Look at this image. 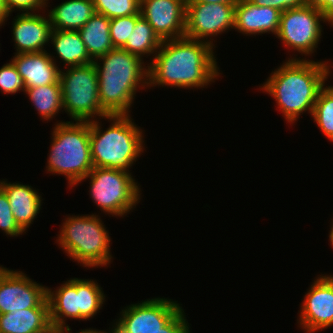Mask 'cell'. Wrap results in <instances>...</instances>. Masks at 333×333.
<instances>
[{
	"mask_svg": "<svg viewBox=\"0 0 333 333\" xmlns=\"http://www.w3.org/2000/svg\"><path fill=\"white\" fill-rule=\"evenodd\" d=\"M208 42L187 37L162 41L148 66V86L204 88L220 70Z\"/></svg>",
	"mask_w": 333,
	"mask_h": 333,
	"instance_id": "obj_1",
	"label": "cell"
},
{
	"mask_svg": "<svg viewBox=\"0 0 333 333\" xmlns=\"http://www.w3.org/2000/svg\"><path fill=\"white\" fill-rule=\"evenodd\" d=\"M328 61L289 58L260 86L277 103L287 123H294L300 114L312 116L319 91L330 74Z\"/></svg>",
	"mask_w": 333,
	"mask_h": 333,
	"instance_id": "obj_2",
	"label": "cell"
},
{
	"mask_svg": "<svg viewBox=\"0 0 333 333\" xmlns=\"http://www.w3.org/2000/svg\"><path fill=\"white\" fill-rule=\"evenodd\" d=\"M142 61L122 48L94 60L100 105L109 115H129L138 88L148 87V66Z\"/></svg>",
	"mask_w": 333,
	"mask_h": 333,
	"instance_id": "obj_3",
	"label": "cell"
},
{
	"mask_svg": "<svg viewBox=\"0 0 333 333\" xmlns=\"http://www.w3.org/2000/svg\"><path fill=\"white\" fill-rule=\"evenodd\" d=\"M112 123L106 131L100 122L90 121V148L93 167L129 171L144 151L143 131L130 115H107ZM100 125V126H99Z\"/></svg>",
	"mask_w": 333,
	"mask_h": 333,
	"instance_id": "obj_4",
	"label": "cell"
},
{
	"mask_svg": "<svg viewBox=\"0 0 333 333\" xmlns=\"http://www.w3.org/2000/svg\"><path fill=\"white\" fill-rule=\"evenodd\" d=\"M47 172L67 177L69 188L81 183L93 168L90 121L59 122L52 132Z\"/></svg>",
	"mask_w": 333,
	"mask_h": 333,
	"instance_id": "obj_5",
	"label": "cell"
},
{
	"mask_svg": "<svg viewBox=\"0 0 333 333\" xmlns=\"http://www.w3.org/2000/svg\"><path fill=\"white\" fill-rule=\"evenodd\" d=\"M64 221L56 242L68 257L88 268L111 263V238L98 215H72Z\"/></svg>",
	"mask_w": 333,
	"mask_h": 333,
	"instance_id": "obj_6",
	"label": "cell"
},
{
	"mask_svg": "<svg viewBox=\"0 0 333 333\" xmlns=\"http://www.w3.org/2000/svg\"><path fill=\"white\" fill-rule=\"evenodd\" d=\"M53 329L66 326L67 318L89 320L102 308L105 294L94 280L71 278L54 291L47 287ZM65 318V319H64Z\"/></svg>",
	"mask_w": 333,
	"mask_h": 333,
	"instance_id": "obj_7",
	"label": "cell"
},
{
	"mask_svg": "<svg viewBox=\"0 0 333 333\" xmlns=\"http://www.w3.org/2000/svg\"><path fill=\"white\" fill-rule=\"evenodd\" d=\"M63 110L73 121H93L109 115L100 105L98 76L93 63L60 70ZM95 117V118H94ZM92 118V119H90ZM94 118V119H93Z\"/></svg>",
	"mask_w": 333,
	"mask_h": 333,
	"instance_id": "obj_8",
	"label": "cell"
},
{
	"mask_svg": "<svg viewBox=\"0 0 333 333\" xmlns=\"http://www.w3.org/2000/svg\"><path fill=\"white\" fill-rule=\"evenodd\" d=\"M88 178L90 197L108 215L124 216L139 203L141 190L130 171L93 167L82 180Z\"/></svg>",
	"mask_w": 333,
	"mask_h": 333,
	"instance_id": "obj_9",
	"label": "cell"
},
{
	"mask_svg": "<svg viewBox=\"0 0 333 333\" xmlns=\"http://www.w3.org/2000/svg\"><path fill=\"white\" fill-rule=\"evenodd\" d=\"M321 21L327 22L321 10L308 5L283 11L276 37L286 48L311 55L321 39Z\"/></svg>",
	"mask_w": 333,
	"mask_h": 333,
	"instance_id": "obj_10",
	"label": "cell"
},
{
	"mask_svg": "<svg viewBox=\"0 0 333 333\" xmlns=\"http://www.w3.org/2000/svg\"><path fill=\"white\" fill-rule=\"evenodd\" d=\"M181 309L176 301L160 297L131 304L121 311L111 333H154Z\"/></svg>",
	"mask_w": 333,
	"mask_h": 333,
	"instance_id": "obj_11",
	"label": "cell"
},
{
	"mask_svg": "<svg viewBox=\"0 0 333 333\" xmlns=\"http://www.w3.org/2000/svg\"><path fill=\"white\" fill-rule=\"evenodd\" d=\"M235 6L236 3L186 2L185 37L208 42L215 48L210 37L234 29Z\"/></svg>",
	"mask_w": 333,
	"mask_h": 333,
	"instance_id": "obj_12",
	"label": "cell"
},
{
	"mask_svg": "<svg viewBox=\"0 0 333 333\" xmlns=\"http://www.w3.org/2000/svg\"><path fill=\"white\" fill-rule=\"evenodd\" d=\"M35 307H49L47 287L5 268L0 274V314Z\"/></svg>",
	"mask_w": 333,
	"mask_h": 333,
	"instance_id": "obj_13",
	"label": "cell"
},
{
	"mask_svg": "<svg viewBox=\"0 0 333 333\" xmlns=\"http://www.w3.org/2000/svg\"><path fill=\"white\" fill-rule=\"evenodd\" d=\"M299 327L314 333L333 325V275H320L310 286L300 309Z\"/></svg>",
	"mask_w": 333,
	"mask_h": 333,
	"instance_id": "obj_14",
	"label": "cell"
},
{
	"mask_svg": "<svg viewBox=\"0 0 333 333\" xmlns=\"http://www.w3.org/2000/svg\"><path fill=\"white\" fill-rule=\"evenodd\" d=\"M139 11L162 41L185 37L184 0H140Z\"/></svg>",
	"mask_w": 333,
	"mask_h": 333,
	"instance_id": "obj_15",
	"label": "cell"
},
{
	"mask_svg": "<svg viewBox=\"0 0 333 333\" xmlns=\"http://www.w3.org/2000/svg\"><path fill=\"white\" fill-rule=\"evenodd\" d=\"M46 17L39 12L21 13L16 16L12 24L16 54L46 51L43 48L50 41L52 30L49 16Z\"/></svg>",
	"mask_w": 333,
	"mask_h": 333,
	"instance_id": "obj_16",
	"label": "cell"
},
{
	"mask_svg": "<svg viewBox=\"0 0 333 333\" xmlns=\"http://www.w3.org/2000/svg\"><path fill=\"white\" fill-rule=\"evenodd\" d=\"M281 11L257 6L248 0H238L235 6L234 29L246 35L278 33Z\"/></svg>",
	"mask_w": 333,
	"mask_h": 333,
	"instance_id": "obj_17",
	"label": "cell"
},
{
	"mask_svg": "<svg viewBox=\"0 0 333 333\" xmlns=\"http://www.w3.org/2000/svg\"><path fill=\"white\" fill-rule=\"evenodd\" d=\"M54 60H56L54 56L47 51L28 54L15 53L11 59L23 78L26 88L60 83V69Z\"/></svg>",
	"mask_w": 333,
	"mask_h": 333,
	"instance_id": "obj_18",
	"label": "cell"
},
{
	"mask_svg": "<svg viewBox=\"0 0 333 333\" xmlns=\"http://www.w3.org/2000/svg\"><path fill=\"white\" fill-rule=\"evenodd\" d=\"M0 188L8 198L16 223L25 232L40 212L41 195L32 186L5 180L0 181Z\"/></svg>",
	"mask_w": 333,
	"mask_h": 333,
	"instance_id": "obj_19",
	"label": "cell"
},
{
	"mask_svg": "<svg viewBox=\"0 0 333 333\" xmlns=\"http://www.w3.org/2000/svg\"><path fill=\"white\" fill-rule=\"evenodd\" d=\"M0 333H54L49 307L18 309L0 314Z\"/></svg>",
	"mask_w": 333,
	"mask_h": 333,
	"instance_id": "obj_20",
	"label": "cell"
},
{
	"mask_svg": "<svg viewBox=\"0 0 333 333\" xmlns=\"http://www.w3.org/2000/svg\"><path fill=\"white\" fill-rule=\"evenodd\" d=\"M51 28L78 31L94 14L93 0H67L48 11Z\"/></svg>",
	"mask_w": 333,
	"mask_h": 333,
	"instance_id": "obj_21",
	"label": "cell"
},
{
	"mask_svg": "<svg viewBox=\"0 0 333 333\" xmlns=\"http://www.w3.org/2000/svg\"><path fill=\"white\" fill-rule=\"evenodd\" d=\"M50 43L54 46L58 58L66 67L82 66L93 63L79 31L55 30L50 33Z\"/></svg>",
	"mask_w": 333,
	"mask_h": 333,
	"instance_id": "obj_22",
	"label": "cell"
},
{
	"mask_svg": "<svg viewBox=\"0 0 333 333\" xmlns=\"http://www.w3.org/2000/svg\"><path fill=\"white\" fill-rule=\"evenodd\" d=\"M110 19L95 13L78 31L90 58L94 61L111 51Z\"/></svg>",
	"mask_w": 333,
	"mask_h": 333,
	"instance_id": "obj_23",
	"label": "cell"
},
{
	"mask_svg": "<svg viewBox=\"0 0 333 333\" xmlns=\"http://www.w3.org/2000/svg\"><path fill=\"white\" fill-rule=\"evenodd\" d=\"M33 106L43 120H51L63 109L62 89L60 83L26 88Z\"/></svg>",
	"mask_w": 333,
	"mask_h": 333,
	"instance_id": "obj_24",
	"label": "cell"
},
{
	"mask_svg": "<svg viewBox=\"0 0 333 333\" xmlns=\"http://www.w3.org/2000/svg\"><path fill=\"white\" fill-rule=\"evenodd\" d=\"M161 44L162 40L154 32L153 27L145 18L140 16L136 20V24L130 38H128L122 49L140 57L143 60V56L146 54L148 56L151 54L155 55Z\"/></svg>",
	"mask_w": 333,
	"mask_h": 333,
	"instance_id": "obj_25",
	"label": "cell"
},
{
	"mask_svg": "<svg viewBox=\"0 0 333 333\" xmlns=\"http://www.w3.org/2000/svg\"><path fill=\"white\" fill-rule=\"evenodd\" d=\"M311 117L324 136L333 141V86H324L319 91Z\"/></svg>",
	"mask_w": 333,
	"mask_h": 333,
	"instance_id": "obj_26",
	"label": "cell"
},
{
	"mask_svg": "<svg viewBox=\"0 0 333 333\" xmlns=\"http://www.w3.org/2000/svg\"><path fill=\"white\" fill-rule=\"evenodd\" d=\"M93 5L95 13L112 19L137 14L140 0H93Z\"/></svg>",
	"mask_w": 333,
	"mask_h": 333,
	"instance_id": "obj_27",
	"label": "cell"
},
{
	"mask_svg": "<svg viewBox=\"0 0 333 333\" xmlns=\"http://www.w3.org/2000/svg\"><path fill=\"white\" fill-rule=\"evenodd\" d=\"M141 16L137 14L110 19V35L114 48H122L135 27L136 20Z\"/></svg>",
	"mask_w": 333,
	"mask_h": 333,
	"instance_id": "obj_28",
	"label": "cell"
},
{
	"mask_svg": "<svg viewBox=\"0 0 333 333\" xmlns=\"http://www.w3.org/2000/svg\"><path fill=\"white\" fill-rule=\"evenodd\" d=\"M0 89L6 94H15L26 90L23 78L12 61L0 68Z\"/></svg>",
	"mask_w": 333,
	"mask_h": 333,
	"instance_id": "obj_29",
	"label": "cell"
},
{
	"mask_svg": "<svg viewBox=\"0 0 333 333\" xmlns=\"http://www.w3.org/2000/svg\"><path fill=\"white\" fill-rule=\"evenodd\" d=\"M0 229L9 236L25 233L16 223L5 192L0 188Z\"/></svg>",
	"mask_w": 333,
	"mask_h": 333,
	"instance_id": "obj_30",
	"label": "cell"
},
{
	"mask_svg": "<svg viewBox=\"0 0 333 333\" xmlns=\"http://www.w3.org/2000/svg\"><path fill=\"white\" fill-rule=\"evenodd\" d=\"M8 16L14 10H19L20 13H35V11L44 10L46 0H3Z\"/></svg>",
	"mask_w": 333,
	"mask_h": 333,
	"instance_id": "obj_31",
	"label": "cell"
},
{
	"mask_svg": "<svg viewBox=\"0 0 333 333\" xmlns=\"http://www.w3.org/2000/svg\"><path fill=\"white\" fill-rule=\"evenodd\" d=\"M188 321L181 309L167 324L154 333H190Z\"/></svg>",
	"mask_w": 333,
	"mask_h": 333,
	"instance_id": "obj_32",
	"label": "cell"
},
{
	"mask_svg": "<svg viewBox=\"0 0 333 333\" xmlns=\"http://www.w3.org/2000/svg\"><path fill=\"white\" fill-rule=\"evenodd\" d=\"M257 6H268L281 12L305 5V0H248Z\"/></svg>",
	"mask_w": 333,
	"mask_h": 333,
	"instance_id": "obj_33",
	"label": "cell"
},
{
	"mask_svg": "<svg viewBox=\"0 0 333 333\" xmlns=\"http://www.w3.org/2000/svg\"><path fill=\"white\" fill-rule=\"evenodd\" d=\"M328 24L333 26V0H326V3L320 8Z\"/></svg>",
	"mask_w": 333,
	"mask_h": 333,
	"instance_id": "obj_34",
	"label": "cell"
},
{
	"mask_svg": "<svg viewBox=\"0 0 333 333\" xmlns=\"http://www.w3.org/2000/svg\"><path fill=\"white\" fill-rule=\"evenodd\" d=\"M71 328L70 326L67 324L66 326H63V327H60V328H57V329H54V333H71L70 332ZM78 333H108L106 331H98L96 329H83L81 330L80 332ZM110 333H111V330H110Z\"/></svg>",
	"mask_w": 333,
	"mask_h": 333,
	"instance_id": "obj_35",
	"label": "cell"
},
{
	"mask_svg": "<svg viewBox=\"0 0 333 333\" xmlns=\"http://www.w3.org/2000/svg\"><path fill=\"white\" fill-rule=\"evenodd\" d=\"M325 3L326 0H305V5L318 9H320Z\"/></svg>",
	"mask_w": 333,
	"mask_h": 333,
	"instance_id": "obj_36",
	"label": "cell"
},
{
	"mask_svg": "<svg viewBox=\"0 0 333 333\" xmlns=\"http://www.w3.org/2000/svg\"><path fill=\"white\" fill-rule=\"evenodd\" d=\"M238 0H191L188 2H201V3H237Z\"/></svg>",
	"mask_w": 333,
	"mask_h": 333,
	"instance_id": "obj_37",
	"label": "cell"
},
{
	"mask_svg": "<svg viewBox=\"0 0 333 333\" xmlns=\"http://www.w3.org/2000/svg\"><path fill=\"white\" fill-rule=\"evenodd\" d=\"M8 14H7V11L5 9V6H4V2L3 0H0V22H4L7 21V18H8Z\"/></svg>",
	"mask_w": 333,
	"mask_h": 333,
	"instance_id": "obj_38",
	"label": "cell"
},
{
	"mask_svg": "<svg viewBox=\"0 0 333 333\" xmlns=\"http://www.w3.org/2000/svg\"><path fill=\"white\" fill-rule=\"evenodd\" d=\"M332 228H330L331 229V231H330V233H329V240H330V245H332L333 246V223H332V226H331Z\"/></svg>",
	"mask_w": 333,
	"mask_h": 333,
	"instance_id": "obj_39",
	"label": "cell"
},
{
	"mask_svg": "<svg viewBox=\"0 0 333 333\" xmlns=\"http://www.w3.org/2000/svg\"><path fill=\"white\" fill-rule=\"evenodd\" d=\"M5 269V267L0 266V274Z\"/></svg>",
	"mask_w": 333,
	"mask_h": 333,
	"instance_id": "obj_40",
	"label": "cell"
}]
</instances>
